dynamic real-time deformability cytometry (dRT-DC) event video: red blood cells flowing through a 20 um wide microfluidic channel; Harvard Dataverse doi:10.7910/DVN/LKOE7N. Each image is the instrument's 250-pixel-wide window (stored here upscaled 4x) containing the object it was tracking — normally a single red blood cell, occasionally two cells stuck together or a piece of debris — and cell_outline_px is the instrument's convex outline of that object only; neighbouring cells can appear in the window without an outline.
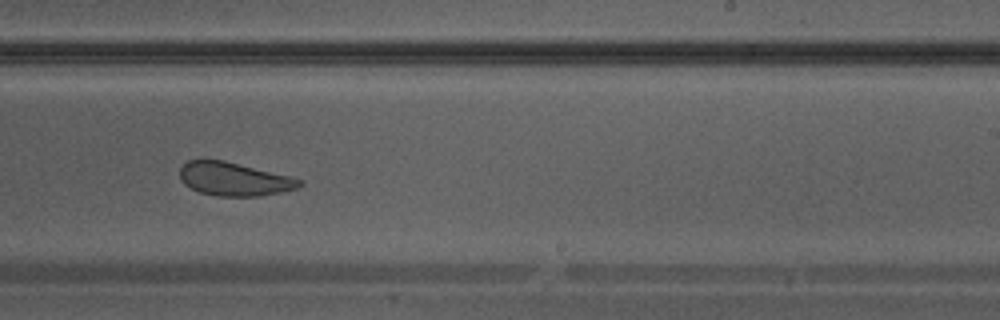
{"species": "Egyptian fruit bat (a non-hibernating species)", "species_latin": "Rousettus aegyptiacus", "temperature_condition": "warm", "stored_images_in_passage": 33, "camera_frame_rate_fps": 3000, "um_per_image_px": 0.085, "animal": {"sex": "male"}, "frame": {"image": 1, "passage_image": 19, "time_ms": 6.0, "image_size_px": [1000, 320], "cell_outline_px": [[304, 184], [296, 188], [280, 192], [260, 196], [216, 196], [200, 192], [184, 184], [180, 180], [180, 168], [188, 160], [224, 160], [304, 180]], "centroid_in_image_um": [19.89, 15.22], "position_along_channel_um": 269.1, "area_um2": 23.12}}